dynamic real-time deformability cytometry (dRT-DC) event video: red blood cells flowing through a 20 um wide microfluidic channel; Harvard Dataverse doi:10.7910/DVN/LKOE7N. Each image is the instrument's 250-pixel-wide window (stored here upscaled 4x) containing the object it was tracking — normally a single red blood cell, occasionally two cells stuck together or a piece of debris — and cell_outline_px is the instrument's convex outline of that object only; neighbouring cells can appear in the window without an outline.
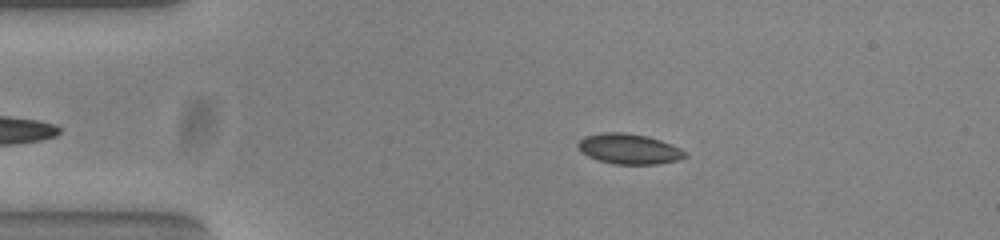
{"species": "common noctule bat (a hibernating species)", "species_latin": "Nyctalus noctula", "temperature_condition": "warm", "stored_images_in_passage": 41, "camera_frame_rate_fps": 3000, "um_per_image_px": 0.085, "animal": {"sex": "female", "body_mass_g": 23.0, "forearm_length_mm": 53.4}, "frame": {"image": 1, "passage_image": 7, "time_ms": 2.0, "image_size_px": [1000, 240], "cell_outline_px": [[688, 156], [676, 160], [656, 164], [612, 164], [596, 160], [580, 152], [576, 144], [584, 136], [604, 132], [620, 132], [648, 136], [660, 140], [680, 148], [688, 152]], "centroid_in_image_um": [53.44, 12.66], "position_along_channel_um": 31.6, "area_um2": 19.02}}
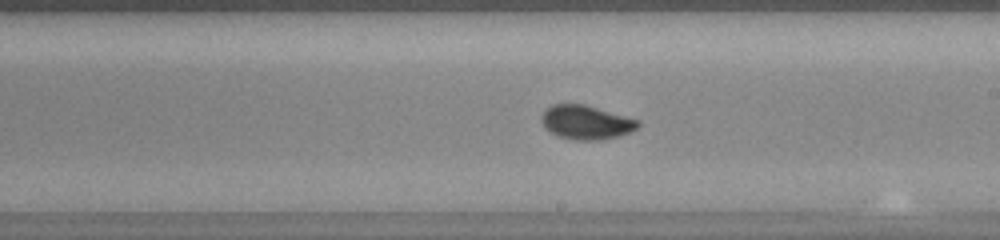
{"frame": {"image": 2, "passage_image": 27, "time_ms": 8.667, "image_size_px": [1000, 240], "cell_outline_px": [[640, 124], [636, 128], [620, 136], [600, 140], [576, 140], [560, 136], [544, 128], [540, 120], [540, 116], [552, 104], [584, 104], [640, 120]], "centroid_in_image_um": [49.81, 10.39], "position_along_channel_um": 239.2, "area_um2": 19.02}}
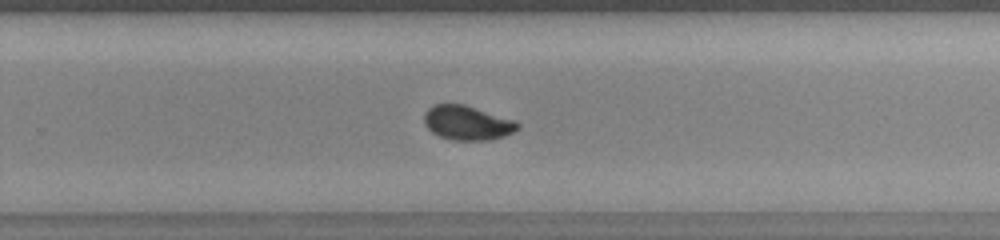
{"frame": {"image": 3, "passage_image": 31, "time_ms": 10.0, "image_size_px": [1000, 240], "cell_outline_px": [[520, 128], [504, 136], [488, 140], [452, 140], [440, 136], [432, 132], [424, 124], [424, 116], [428, 108], [432, 104], [464, 104], [516, 120], [520, 124]], "centroid_in_image_um": [39.73, 10.43], "position_along_channel_um": 290.1, "area_um2": 18.79}, "authors_computed_cell_mechanics": {"area_um2": 18.9006, "velocity_mm_per_s": 3.8312, "shape_relaxation_time_tau1_ms": 4.3346, "shape_relaxation_time_tau2_ms": 0.616, "deformation_change_tau1": 0.1003, "deformation_change_tau2": 0.0465}}